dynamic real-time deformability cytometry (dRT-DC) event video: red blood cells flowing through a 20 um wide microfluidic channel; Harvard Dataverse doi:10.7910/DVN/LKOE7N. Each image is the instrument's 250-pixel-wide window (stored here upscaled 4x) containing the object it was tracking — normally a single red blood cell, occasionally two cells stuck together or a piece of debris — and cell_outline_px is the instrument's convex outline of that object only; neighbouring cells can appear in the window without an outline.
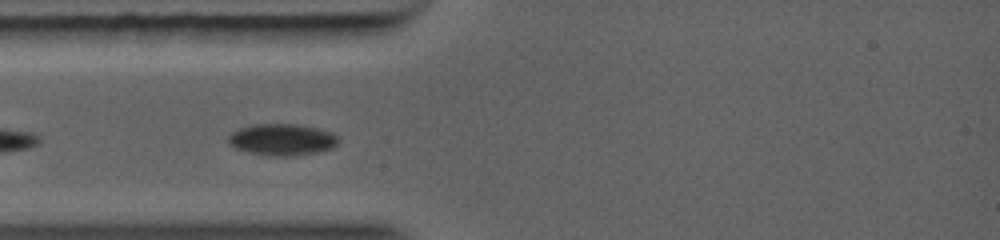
{"species": "common noctule bat (a hibernating species)", "species_latin": "Nyctalus noctula", "temperature_condition": "warm", "stored_images_in_passage": 14, "camera_frame_rate_fps": 5000, "um_per_image_px": 0.085, "animal": {"sex": "female", "body_mass_g": 19.0, "forearm_length_mm": 56.7}, "frame": {"image": 1, "passage_image": 3, "time_ms": 0.8, "image_size_px": [1000, 240], "cell_outline_px": [[336, 140], [332, 144], [324, 148], [308, 152], [260, 152], [244, 148], [236, 144], [232, 140], [232, 136], [240, 128], [256, 124], [292, 124], [312, 128], [324, 132], [332, 136]], "centroid_in_image_um": [23.94, 11.76], "position_along_channel_um": 61.1, "area_um2": 16.82}}
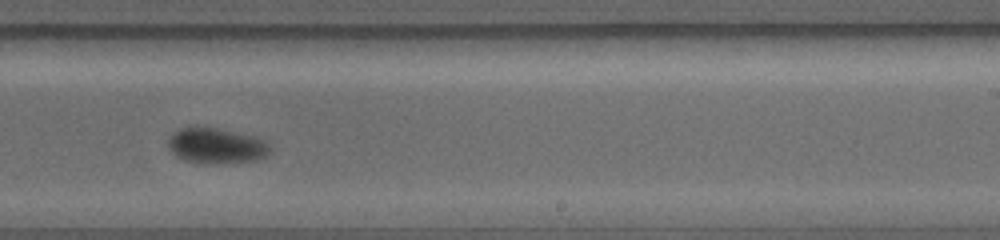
{"frame": {"image": 2, "passage_image": 9, "time_ms": 5.2, "image_size_px": [1000, 240], "cell_outline_px": [[260, 152], [256, 156], [244, 160], [208, 160], [184, 156], [172, 148], [172, 136], [176, 132], [184, 128], [196, 124], [216, 128], [256, 140], [260, 144]], "centroid_in_image_um": [18.17, 12.25], "position_along_channel_um": 270.8, "area_um2": 16.99}}
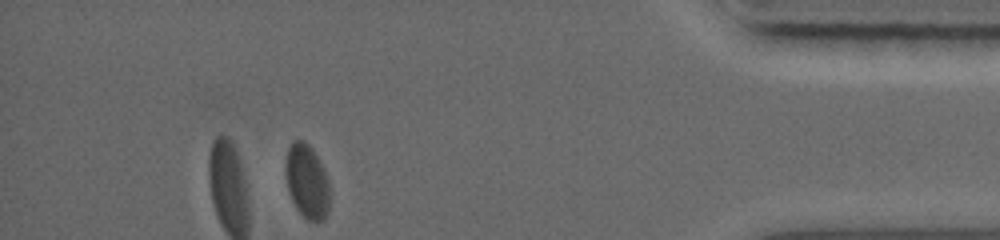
{"frame": {"image": 3, "passage_image": 14, "time_ms": 9.2, "image_size_px": [1000, 240], "cell_outline_px": [[328, 208], [324, 216], [320, 220], [308, 220], [296, 208], [292, 200], [288, 188], [284, 168], [288, 148], [292, 140], [300, 140], [312, 148], [324, 172], [328, 184]], "centroid_in_image_um": [26.04, 15.39], "position_along_channel_um": 409.2, "area_um2": 18.38}}